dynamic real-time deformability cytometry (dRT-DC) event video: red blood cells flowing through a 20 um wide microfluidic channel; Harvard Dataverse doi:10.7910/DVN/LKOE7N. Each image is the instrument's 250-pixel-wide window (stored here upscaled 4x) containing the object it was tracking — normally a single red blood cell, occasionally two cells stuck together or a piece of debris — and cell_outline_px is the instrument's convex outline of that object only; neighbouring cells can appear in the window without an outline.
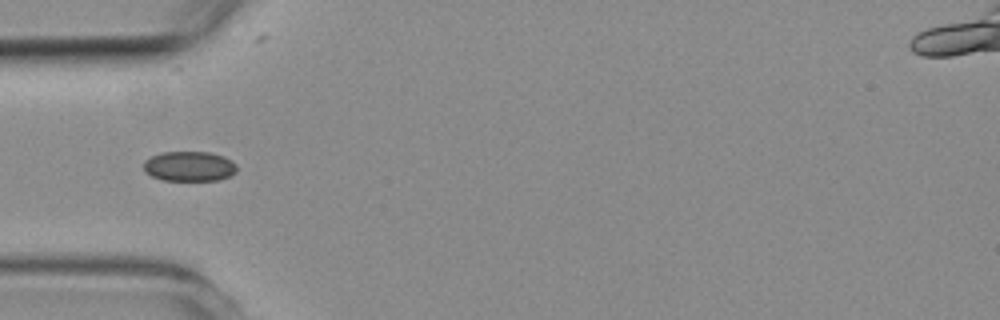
{"species": "common noctule bat (a hibernating species)", "species_latin": "Nyctalus noctula", "temperature_condition": "room temperature", "stored_images_in_passage": 4, "camera_frame_rate_fps": 3000, "um_per_image_px": 0.085, "animal": {"sex": "female", "body_mass_g": 19.3, "forearm_length_mm": 54.1}, "frame": {"image": 1, "passage_image": 4, "time_ms": 4.333, "image_size_px": [1000, 320], "cell_outline_px": [[236, 172], [220, 180], [164, 180], [152, 176], [144, 172], [144, 160], [160, 152], [208, 152], [224, 156], [232, 160], [236, 164]], "centroid_in_image_um": [16.09, 14.13], "position_along_channel_um": 68.9, "area_um2": 16.3}}